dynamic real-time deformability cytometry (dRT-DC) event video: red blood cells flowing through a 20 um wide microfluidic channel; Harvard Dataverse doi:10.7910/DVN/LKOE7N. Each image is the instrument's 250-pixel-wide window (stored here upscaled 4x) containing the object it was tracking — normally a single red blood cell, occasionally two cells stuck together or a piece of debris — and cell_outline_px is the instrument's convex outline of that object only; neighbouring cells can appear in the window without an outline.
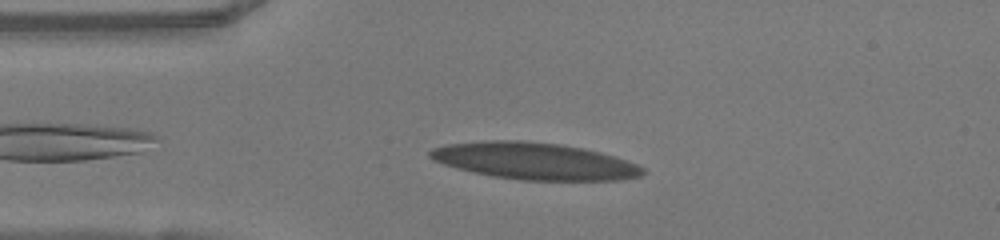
{"species": "human", "species_latin": "Homo sapiens", "temperature_condition": "warm", "stored_images_in_passage": 43, "camera_frame_rate_fps": 3000, "um_per_image_px": 0.085, "donor": {"sex": "female"}, "frame": {"image": 1, "passage_image": 3, "time_ms": 0.667, "image_size_px": [1000, 240], "cell_outline_px": [[644, 172], [640, 176], [620, 180], [520, 180], [492, 176], [472, 172], [456, 168], [432, 160], [428, 156], [428, 152], [432, 148], [448, 144], [484, 140], [524, 140], [560, 144], [600, 152], [616, 156], [636, 164], [644, 168]], "centroid_in_image_um": [45.39, 13.68], "position_along_channel_um": 39.6, "area_um2": 45.78}}
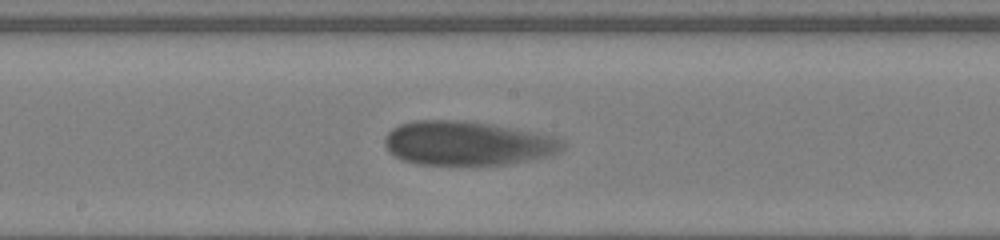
{"frame": {"image": 2, "passage_image": 18, "time_ms": 5.667, "image_size_px": [1000, 240], "cell_outline_px": [[564, 148], [560, 152], [548, 156], [508, 164], [420, 164], [400, 160], [388, 152], [384, 144], [384, 136], [392, 128], [400, 124], [416, 120], [464, 120], [492, 124], [536, 132], [552, 136], [564, 140]], "centroid_in_image_um": [39.71, 12.17], "position_along_channel_um": 208.5, "area_um2": 45.95}}
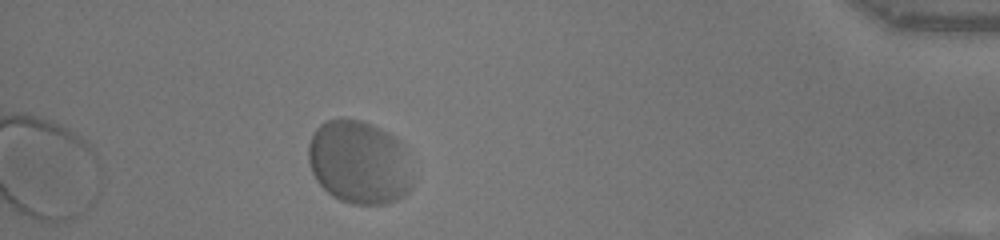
{"frame": {"image": 3, "passage_image": 38, "time_ms": 12.333, "image_size_px": [1000, 240], "cell_outline_px": [[412, 188], [404, 196], [388, 204], [352, 204], [340, 200], [332, 196], [316, 180], [312, 172], [308, 160], [308, 144], [312, 132], [320, 124], [328, 120], [340, 116], [360, 120], [372, 124], [396, 136], [404, 144], [412, 180]], "centroid_in_image_um": [30.52, 13.77], "position_along_channel_um": 404.7, "area_um2": 51.56}, "authors_computed_cell_mechanics": {"area_um2": 46.7024, "velocity_mm_per_s": 3.8054, "shape_relaxation_time_tau1_ms": 3.912, "shape_relaxation_time_tau2_ms": null, "deformation_change_tau1": 0.143, "deformation_change_tau2": null}}